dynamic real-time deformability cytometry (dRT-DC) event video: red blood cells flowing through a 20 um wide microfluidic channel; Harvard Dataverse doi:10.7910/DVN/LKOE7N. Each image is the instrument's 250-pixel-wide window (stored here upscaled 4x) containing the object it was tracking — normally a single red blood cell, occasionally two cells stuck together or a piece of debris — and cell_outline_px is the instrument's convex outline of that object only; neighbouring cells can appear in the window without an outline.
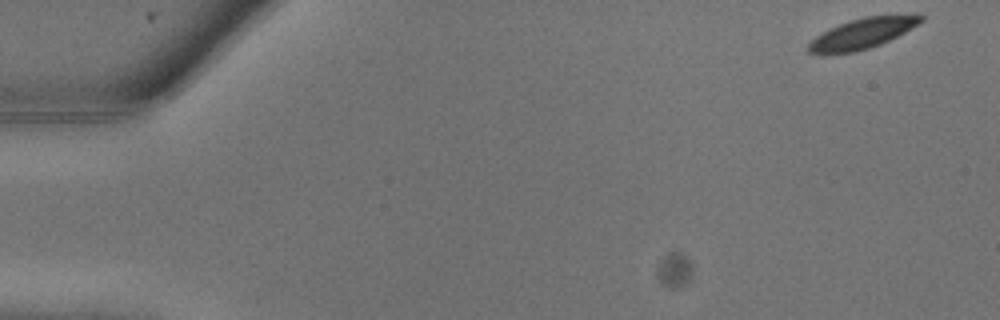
{"species": "common noctule bat (a hibernating species)", "species_latin": "Nyctalus noctula", "temperature_condition": "warm", "stored_images_in_passage": 11, "camera_frame_rate_fps": 3000, "um_per_image_px": 0.085, "animal": {"sex": "male", "body_mass_g": 13.3}, "frame": {"image": 1, "passage_image": 1, "time_ms": 0.0, "image_size_px": [1000, 320], "cell_outline_px": [[924, 20], [904, 32], [880, 44], [856, 52], [824, 56], [820, 56], [808, 52], [808, 44], [816, 36], [840, 24], [864, 16], [916, 12], [920, 12], [924, 16]], "centroid_in_image_um": [73.34, 2.84], "position_along_channel_um": 11.7, "area_um2": 20.46}}
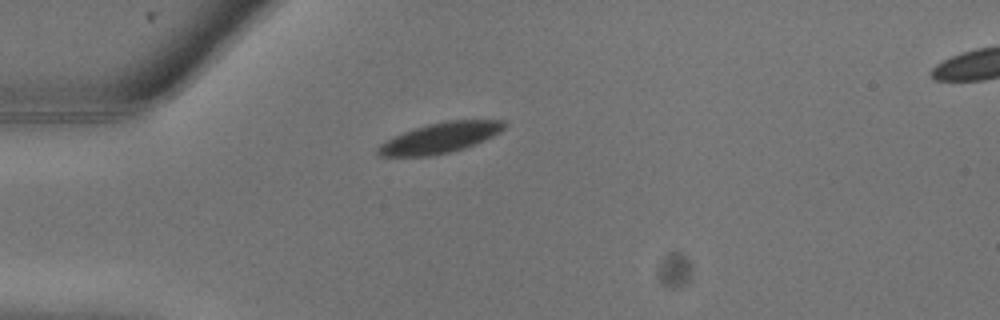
{"frame": {"image": 2, "passage_image": 7, "time_ms": 2.0, "image_size_px": [1000, 320], "cell_outline_px": [[508, 124], [500, 132], [484, 140], [464, 148], [448, 152], [428, 156], [376, 156], [376, 148], [380, 144], [404, 132], [428, 124], [448, 120], [504, 120]], "centroid_in_image_um": [37.42, 11.71], "position_along_channel_um": 47.6, "area_um2": 22.08}}
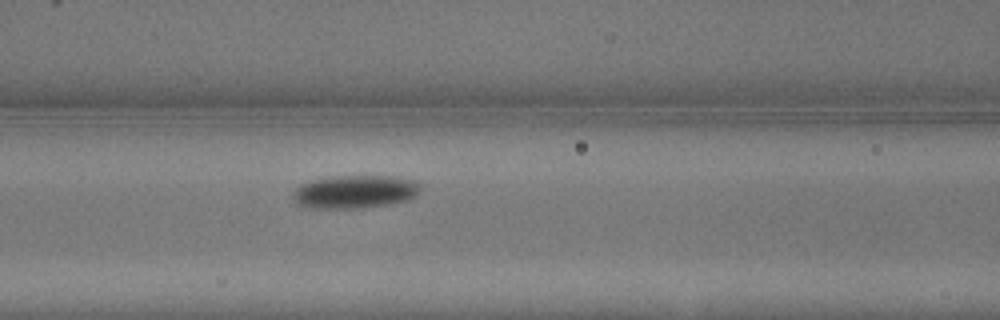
{"frame": {"image": 3, "passage_image": 11, "time_ms": 3.333, "image_size_px": [1000, 320], "cell_outline_px": [[420, 192], [416, 196], [408, 200], [388, 204], [356, 208], [312, 208], [296, 204], [292, 192], [300, 184], [308, 180], [328, 176], [392, 176], [412, 180], [420, 184]], "centroid_in_image_um": [30.13, 16.29], "position_along_channel_um": 136.5, "area_um2": 24.8}}